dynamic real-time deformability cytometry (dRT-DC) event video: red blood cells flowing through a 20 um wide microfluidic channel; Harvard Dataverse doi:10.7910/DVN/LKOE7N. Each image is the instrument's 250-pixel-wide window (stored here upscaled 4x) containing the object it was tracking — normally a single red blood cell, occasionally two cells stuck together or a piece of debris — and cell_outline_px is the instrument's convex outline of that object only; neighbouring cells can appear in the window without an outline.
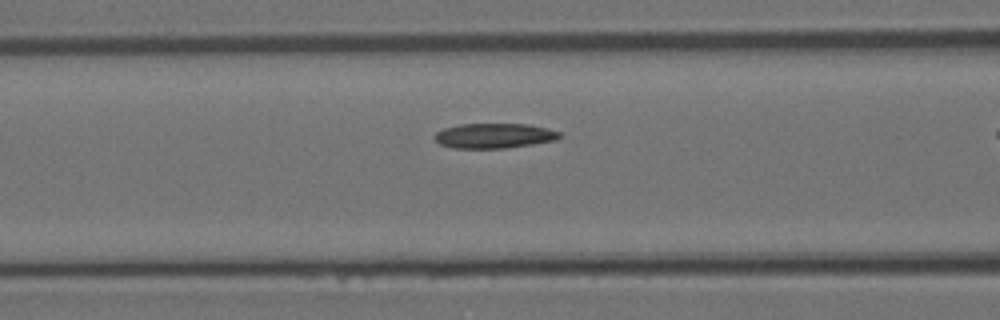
{"species": "Egyptian fruit bat (a non-hibernating species)", "species_latin": "Rousettus aegyptiacus", "temperature_condition": "room temperature", "stored_images_in_passage": 24, "camera_frame_rate_fps": 3000, "um_per_image_px": 0.085, "animal": {"sex": "female"}, "frame": {"image": 1, "passage_image": 5, "time_ms": 1.333, "image_size_px": [1000, 320], "cell_outline_px": [[564, 136], [556, 140], [532, 144], [504, 148], [452, 148], [440, 144], [432, 136], [436, 132], [444, 128], [460, 124], [528, 124], [548, 128], [560, 132]], "centroid_in_image_um": [42.02, 11.53], "position_along_channel_um": 124.6, "area_um2": 18.26}}
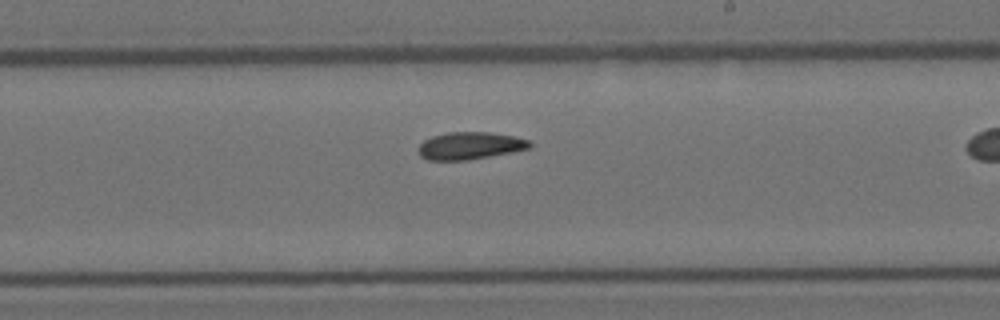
{"frame": {"image": 2, "passage_image": 14, "time_ms": 4.333, "image_size_px": [1000, 320], "cell_outline_px": [[532, 148], [512, 152], [468, 160], [428, 160], [420, 156], [416, 148], [424, 140], [432, 136], [448, 132], [488, 132], [512, 136], [528, 140], [532, 144]], "centroid_in_image_um": [39.92, 12.39], "position_along_channel_um": 249.1, "area_um2": 17.8}}
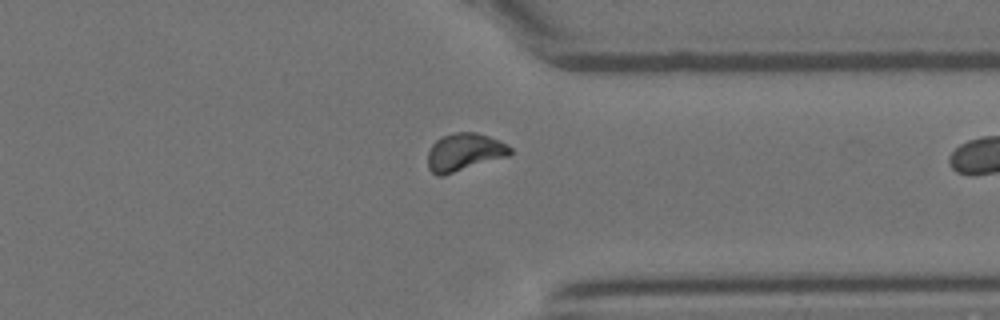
{"frame": {"image": 3, "passage_image": 23, "time_ms": 7.333, "image_size_px": [1000, 320], "cell_outline_px": [[512, 152], [508, 156], [444, 176], [436, 176], [428, 168], [428, 152], [432, 144], [440, 136], [456, 132], [476, 132], [500, 140], [508, 144], [512, 148]], "centroid_in_image_um": [39.47, 12.93], "position_along_channel_um": 371.9, "area_um2": 18.38}}